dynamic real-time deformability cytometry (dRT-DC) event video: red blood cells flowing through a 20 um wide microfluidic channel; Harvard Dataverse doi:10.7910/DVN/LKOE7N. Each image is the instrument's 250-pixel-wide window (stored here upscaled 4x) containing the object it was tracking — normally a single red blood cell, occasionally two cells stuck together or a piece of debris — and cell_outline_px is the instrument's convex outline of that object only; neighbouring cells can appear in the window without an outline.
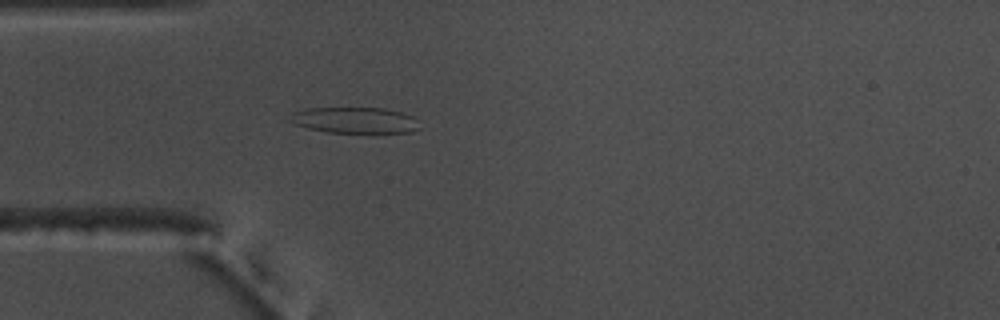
{"species": "common noctule bat (a hibernating species)", "species_latin": "Nyctalus noctula", "temperature_condition": "warm", "stored_images_in_passage": 40, "camera_frame_rate_fps": 3000, "um_per_image_px": 0.085, "animal": {"sex": "male", "body_mass_g": 17.5, "forearm_length_mm": 52.3}, "frame": {"image": 1, "passage_image": 1, "time_ms": 0.0, "image_size_px": [1000, 320], "cell_outline_px": [[420, 128], [412, 132], [376, 136], [328, 132], [308, 128], [296, 124], [288, 120], [292, 112], [308, 108], [384, 108], [400, 112], [412, 116]], "centroid_in_image_um": [30.21, 10.28], "position_along_channel_um": 54.8, "area_um2": 20.58}}
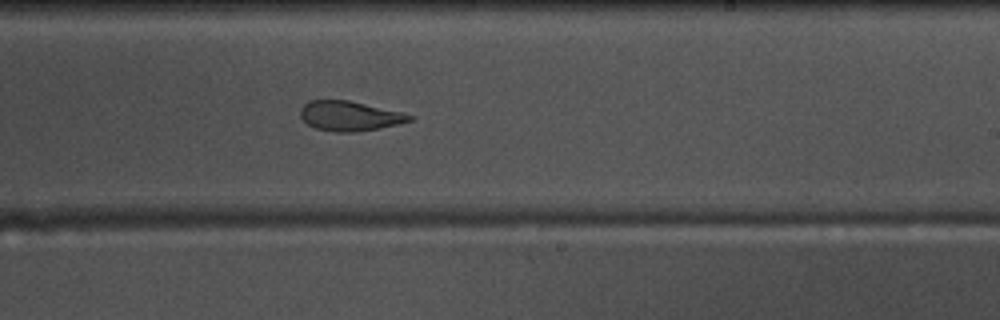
{"frame": {"image": 2, "passage_image": 18, "time_ms": 5.667, "image_size_px": [1000, 320], "cell_outline_px": [[416, 120], [356, 132], [336, 132], [316, 128], [308, 124], [300, 116], [300, 108], [308, 100], [348, 100], [404, 112], [416, 116]], "centroid_in_image_um": [29.75, 9.84], "position_along_channel_um": 259.2, "area_um2": 19.02}}
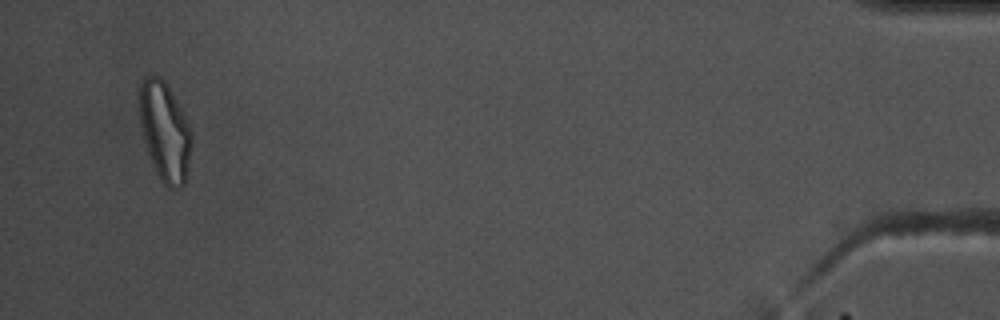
{"frame": {"image": 3, "passage_image": 38, "time_ms": 12.333, "image_size_px": [1000, 320], "cell_outline_px": [[192, 144], [188, 168], [184, 184], [180, 188], [168, 188], [160, 180], [148, 152], [140, 120], [140, 80], [148, 76], [160, 76], [168, 84], [192, 132]], "centroid_in_image_um": [14.03, 11.18], "position_along_channel_um": 421.2, "area_um2": 29.71}, "authors_computed_cell_mechanics": {"area_um2": 19.8543, "velocity_mm_per_s": 3.7033, "shape_relaxation_time_tau1_ms": null, "shape_relaxation_time_tau2_ms": 2.5864, "deformation_change_tau1": null, "deformation_change_tau2": 0.1107}}